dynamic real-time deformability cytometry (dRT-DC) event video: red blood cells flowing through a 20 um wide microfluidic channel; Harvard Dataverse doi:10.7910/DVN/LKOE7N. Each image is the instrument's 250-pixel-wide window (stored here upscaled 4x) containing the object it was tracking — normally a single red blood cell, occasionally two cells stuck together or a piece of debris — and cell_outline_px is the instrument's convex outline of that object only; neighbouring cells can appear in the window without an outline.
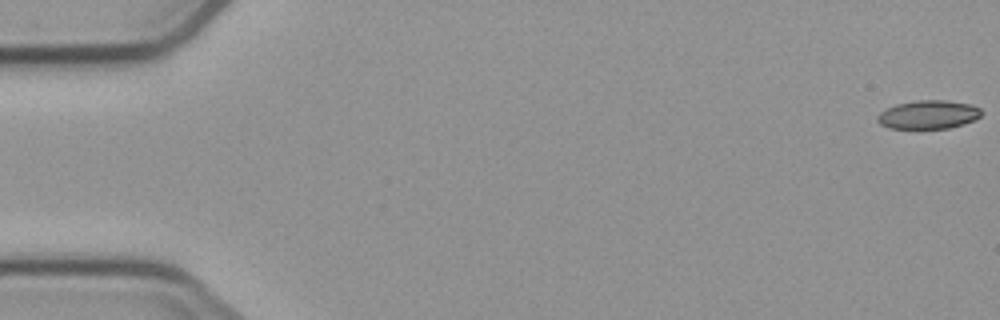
{"species": "common noctule bat (a hibernating species)", "species_latin": "Nyctalus noctula", "temperature_condition": "cold", "stored_images_in_passage": 5, "camera_frame_rate_fps": 3000, "um_per_image_px": 0.085, "animal": {"sex": "male", "body_mass_g": 23.1, "forearm_length_mm": 52.7}, "frame": {"image": 1, "passage_image": 1, "time_ms": 0.0, "image_size_px": [1000, 320], "cell_outline_px": [[980, 116], [964, 124], [948, 128], [888, 128], [880, 124], [876, 120], [876, 116], [880, 112], [896, 104], [916, 100], [948, 100], [972, 104], [980, 108]], "centroid_in_image_um": [78.89, 9.73], "position_along_channel_um": 6.1, "area_um2": 17.28}}
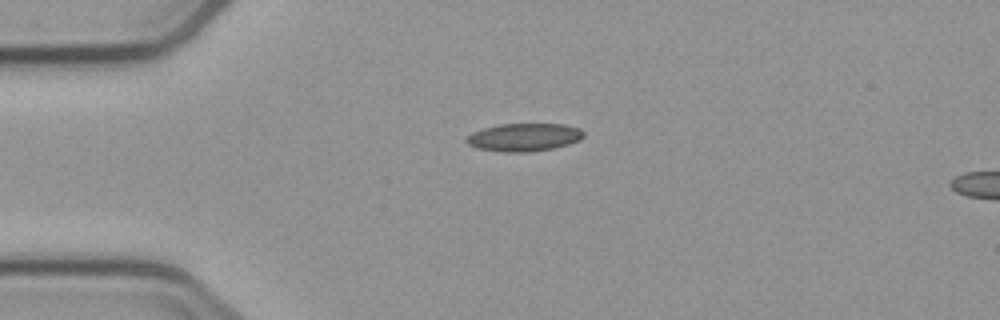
{"frame": {"image": 2, "passage_image": 4, "time_ms": 4.333, "image_size_px": [1000, 320], "cell_outline_px": [[584, 136], [580, 140], [568, 144], [552, 148], [528, 152], [504, 152], [476, 148], [468, 144], [464, 140], [472, 132], [484, 128], [500, 124], [564, 124], [580, 128], [584, 132]], "centroid_in_image_um": [44.54, 11.66], "position_along_channel_um": 40.5, "area_um2": 19.07}}